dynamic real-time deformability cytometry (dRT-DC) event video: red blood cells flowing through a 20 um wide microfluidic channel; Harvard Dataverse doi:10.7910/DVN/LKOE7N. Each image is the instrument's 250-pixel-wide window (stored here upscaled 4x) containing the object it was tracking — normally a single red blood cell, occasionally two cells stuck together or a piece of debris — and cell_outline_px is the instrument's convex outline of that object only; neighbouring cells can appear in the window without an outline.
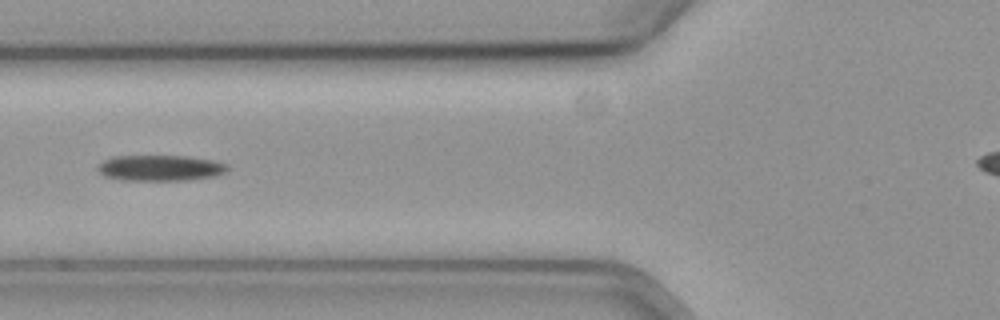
{"species": "common noctule bat (a hibernating species)", "species_latin": "Nyctalus noctula", "temperature_condition": "cold", "stored_images_in_passage": 32, "camera_frame_rate_fps": 3000, "um_per_image_px": 0.085, "animal": {"sex": "female", "body_mass_g": 19.3, "forearm_length_mm": 54.1}, "frame": {"image": 1, "passage_image": 9, "time_ms": 2.667, "image_size_px": [1000, 320], "cell_outline_px": [[228, 168], [224, 172], [212, 176], [188, 180], [120, 180], [104, 176], [96, 168], [104, 160], [112, 156], [188, 156], [212, 160], [228, 164]], "centroid_in_image_um": [13.59, 14.27], "position_along_channel_um": 112.2, "area_um2": 19.42}, "authors_computed_cell_mechanics": {"area_um2": 19.5364, "velocity_mm_per_s": 3.6365, "shape_relaxation_time_tau1_ms": 5.5526, "shape_relaxation_time_tau2_ms": null, "deformation_change_tau1": 0.1202, "deformation_change_tau2": null}}